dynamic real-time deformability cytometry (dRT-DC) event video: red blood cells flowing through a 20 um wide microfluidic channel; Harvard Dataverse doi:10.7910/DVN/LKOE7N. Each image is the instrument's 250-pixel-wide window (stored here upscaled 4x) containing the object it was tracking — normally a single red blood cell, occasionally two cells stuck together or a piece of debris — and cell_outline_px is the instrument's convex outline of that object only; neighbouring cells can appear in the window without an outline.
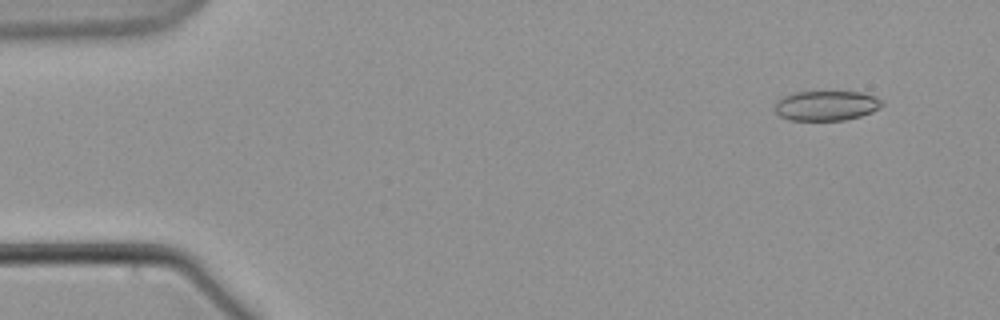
{"species": "common noctule bat (a hibernating species)", "species_latin": "Nyctalus noctula", "temperature_condition": "warm", "stored_images_in_passage": 56, "camera_frame_rate_fps": 3000, "um_per_image_px": 0.085, "animal": {"sex": "male", "body_mass_g": 21.5, "forearm_length_mm": 52.0}, "frame": {"image": 1, "passage_image": 1, "time_ms": 0.0, "image_size_px": [1000, 320], "cell_outline_px": [[884, 104], [880, 108], [872, 112], [860, 116], [844, 120], [788, 120], [780, 116], [776, 112], [776, 100], [792, 92], [860, 92], [876, 96]], "centroid_in_image_um": [70.24, 8.98], "position_along_channel_um": 14.8, "area_um2": 18.67}}
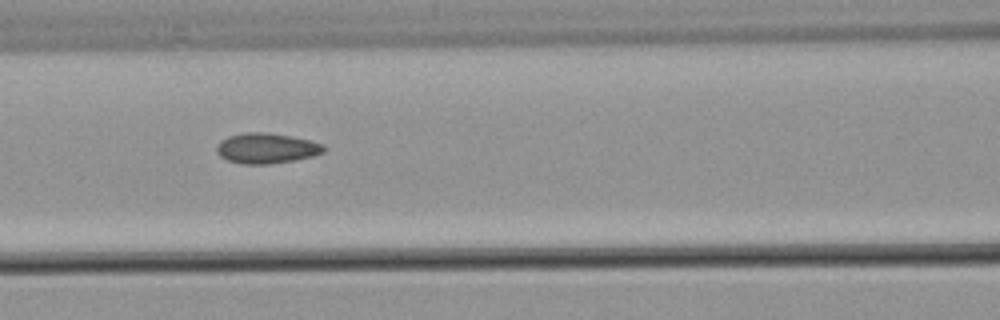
{"frame": {"image": 2, "passage_image": 22, "time_ms": 7.0, "image_size_px": [1000, 320], "cell_outline_px": [[324, 152], [312, 156], [296, 160], [268, 164], [240, 164], [228, 160], [220, 156], [216, 152], [216, 148], [220, 140], [228, 136], [244, 132], [268, 132], [292, 136], [308, 140], [320, 144], [324, 148]], "centroid_in_image_um": [22.6, 12.6], "position_along_channel_um": 144.0, "area_um2": 18.96}}
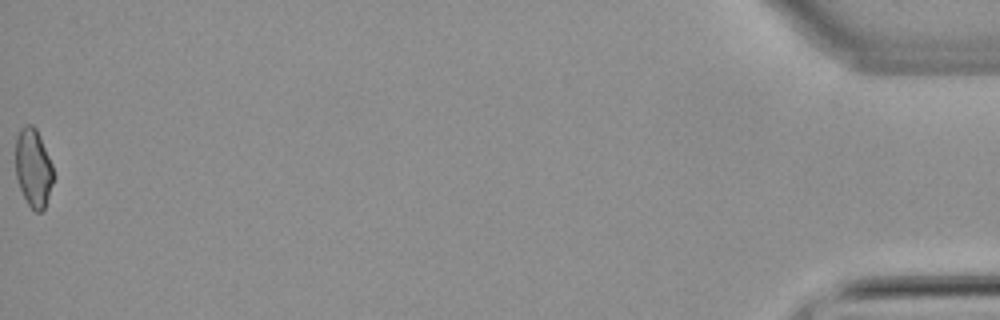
{"frame": {"image": 3, "passage_image": 56, "time_ms": 18.333, "image_size_px": [1000, 320], "cell_outline_px": [[56, 176], [44, 208], [40, 212], [36, 212], [28, 204], [20, 188], [16, 176], [16, 136], [20, 128], [24, 124], [32, 124], [36, 128], [40, 136], [52, 164]], "centroid_in_image_um": [2.85, 14.25], "position_along_channel_um": 432.4, "area_um2": 17.46}}